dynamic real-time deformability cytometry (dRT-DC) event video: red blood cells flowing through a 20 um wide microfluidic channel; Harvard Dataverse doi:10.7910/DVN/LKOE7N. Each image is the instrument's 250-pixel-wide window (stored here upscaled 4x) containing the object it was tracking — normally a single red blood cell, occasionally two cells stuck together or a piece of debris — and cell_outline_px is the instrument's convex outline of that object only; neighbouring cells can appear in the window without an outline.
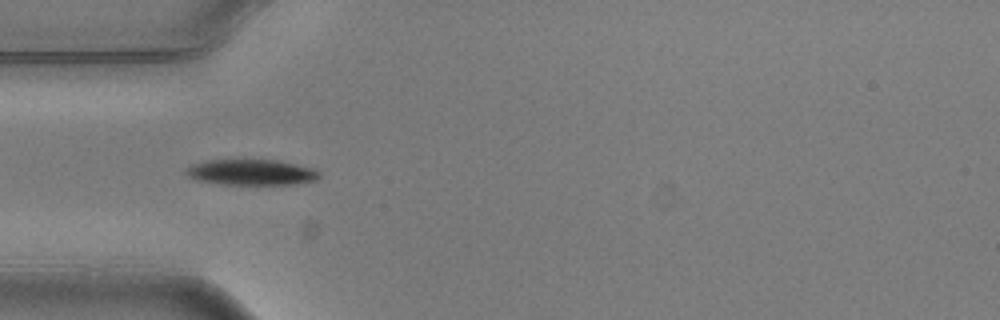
{"species": "common noctule bat (a hibernating species)", "species_latin": "Nyctalus noctula", "temperature_condition": "warm", "stored_images_in_passage": 5, "camera_frame_rate_fps": 3000, "um_per_image_px": 0.085, "animal": {"sex": "male", "body_mass_g": 20.5, "forearm_length_mm": 52.5}, "frame": {"image": 1, "passage_image": 1, "time_ms": 0.0, "image_size_px": [1000, 320], "cell_outline_px": [[320, 176], [316, 180], [296, 184], [220, 184], [200, 180], [188, 176], [184, 172], [192, 164], [204, 160], [280, 160], [312, 168], [320, 172]], "centroid_in_image_um": [21.38, 14.64], "position_along_channel_um": 63.6, "area_um2": 19.88}}
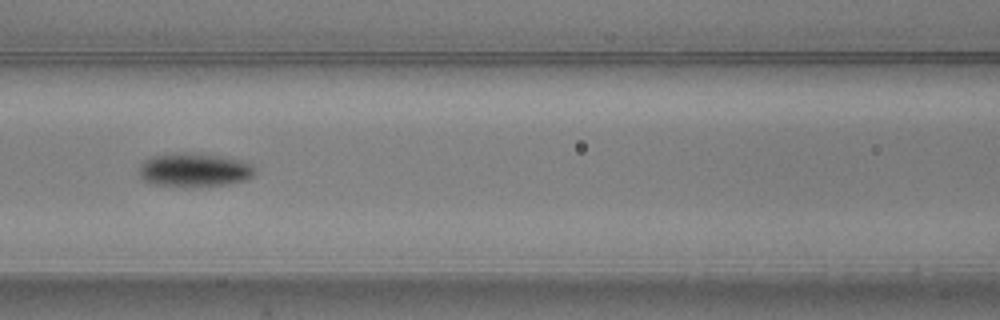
{"frame": {"image": 2, "passage_image": 3, "time_ms": 0.667, "image_size_px": [1000, 320], "cell_outline_px": [[256, 172], [252, 176], [244, 180], [228, 184], [152, 184], [144, 180], [140, 176], [140, 164], [144, 160], [152, 156], [176, 152], [200, 152], [224, 156], [240, 160], [252, 164], [256, 168]], "centroid_in_image_um": [16.54, 14.37], "position_along_channel_um": 150.1, "area_um2": 22.37}}
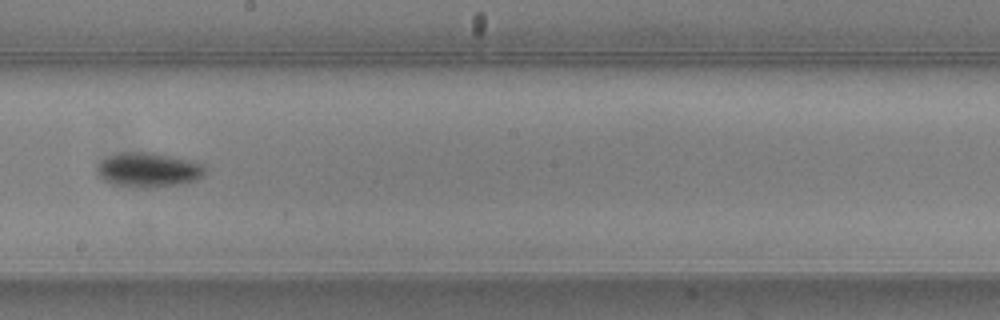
{"frame": {"image": 3, "passage_image": 5, "time_ms": 1.333, "image_size_px": [1000, 320], "cell_outline_px": [[204, 176], [196, 180], [180, 184], [152, 188], [132, 188], [108, 184], [96, 176], [96, 164], [100, 160], [108, 156], [120, 152], [156, 152], [204, 164]], "centroid_in_image_um": [12.52, 14.45], "position_along_channel_um": 235.7, "area_um2": 22.48}}